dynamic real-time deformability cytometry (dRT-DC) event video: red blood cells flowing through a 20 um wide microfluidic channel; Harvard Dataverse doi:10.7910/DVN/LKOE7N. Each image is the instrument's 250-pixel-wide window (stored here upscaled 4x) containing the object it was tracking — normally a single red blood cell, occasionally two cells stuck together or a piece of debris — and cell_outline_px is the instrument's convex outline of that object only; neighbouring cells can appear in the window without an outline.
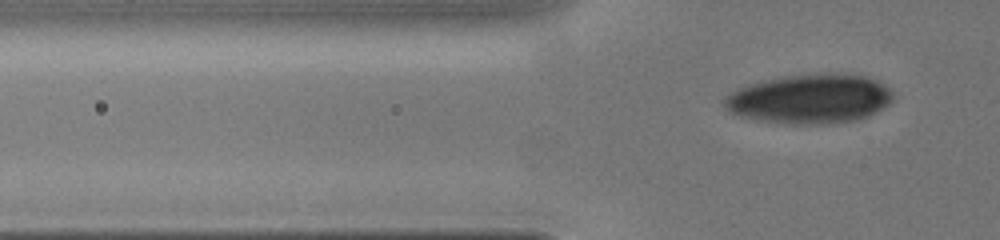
{"species": "human", "species_latin": "Homo sapiens", "temperature_condition": "cold", "stored_images_in_passage": 12, "segment_of_instrument_passage": [2, 2], "camera_frame_rate_fps": 3000, "um_per_image_px": 0.085, "donor": {"sex": "male"}, "frame": {"image": 1, "passage_image": 12, "time_ms": 4.667, "image_size_px": [1000, 240], "cell_outline_px": [[892, 100], [888, 104], [876, 112], [860, 120], [832, 124], [788, 124], [756, 120], [740, 116], [728, 112], [724, 108], [724, 96], [736, 88], [748, 84], [780, 76], [836, 72], [864, 76], [876, 80], [884, 84], [892, 92]], "centroid_in_image_um": [68.8, 8.41], "position_along_channel_um": 57.0, "area_um2": 49.3}}